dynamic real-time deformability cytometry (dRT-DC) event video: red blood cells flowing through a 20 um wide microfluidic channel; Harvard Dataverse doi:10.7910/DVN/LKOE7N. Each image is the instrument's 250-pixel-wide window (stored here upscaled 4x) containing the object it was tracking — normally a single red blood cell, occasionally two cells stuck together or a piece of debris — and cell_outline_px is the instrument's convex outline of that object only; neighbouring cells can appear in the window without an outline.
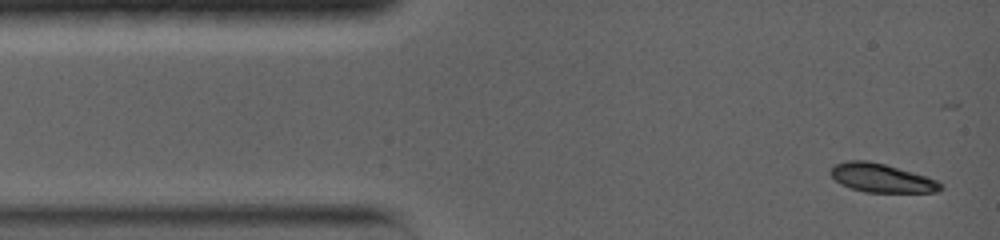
{"species": "common noctule bat (a hibernating species)", "species_latin": "Nyctalus noctula", "temperature_condition": "warm", "stored_images_in_passage": 69, "camera_frame_rate_fps": 5000, "um_per_image_px": 0.085, "animal": {"sex": "female", "body_mass_g": 19.0, "forearm_length_mm": 56.7}, "frame": {"image": 1, "passage_image": 1, "time_ms": 0.0, "image_size_px": [1000, 240], "cell_outline_px": [[944, 188], [936, 192], [864, 192], [840, 184], [828, 172], [832, 164], [848, 160], [868, 160], [884, 164], [912, 172], [936, 180], [944, 184]], "centroid_in_image_um": [74.89, 15.12], "position_along_channel_um": 10.1, "area_um2": 18.44}}
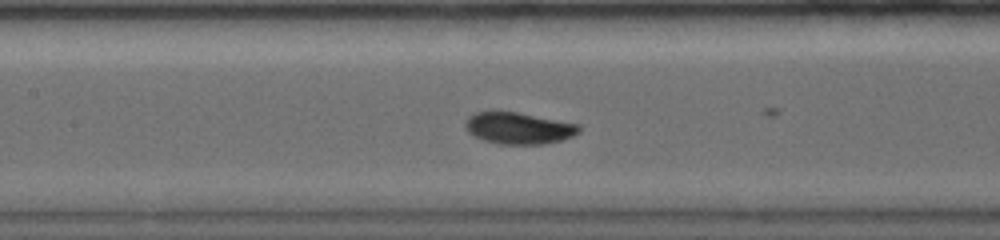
{"frame": {"image": 2, "passage_image": 30, "time_ms": 5.8, "image_size_px": [1000, 240], "cell_outline_px": [[580, 132], [564, 140], [544, 144], [500, 144], [484, 140], [468, 132], [464, 128], [464, 120], [468, 116], [476, 112], [516, 112], [580, 124]], "centroid_in_image_um": [44.09, 10.9], "position_along_channel_um": 163.3, "area_um2": 20.98}}
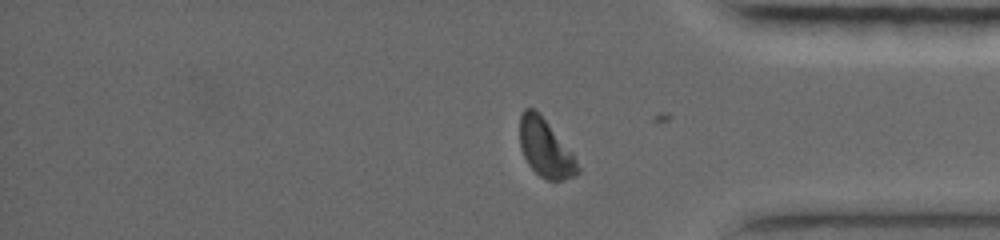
{"frame": {"image": 3, "passage_image": 61, "time_ms": 12.0, "image_size_px": [1000, 240], "cell_outline_px": [[580, 172], [576, 176], [560, 180], [548, 180], [540, 176], [528, 164], [520, 148], [520, 116], [524, 108], [532, 108], [540, 112], [572, 156], [580, 168]], "centroid_in_image_um": [46.32, 12.59], "position_along_channel_um": 388.9, "area_um2": 19.07}, "authors_computed_cell_mechanics": {"area_um2": 20.5768, "velocity_mm_per_s": 3.7838, "shape_relaxation_time_tau1_ms": 3.6471, "shape_relaxation_time_tau2_ms": null, "deformation_change_tau1": 0.1773, "deformation_change_tau2": null}}